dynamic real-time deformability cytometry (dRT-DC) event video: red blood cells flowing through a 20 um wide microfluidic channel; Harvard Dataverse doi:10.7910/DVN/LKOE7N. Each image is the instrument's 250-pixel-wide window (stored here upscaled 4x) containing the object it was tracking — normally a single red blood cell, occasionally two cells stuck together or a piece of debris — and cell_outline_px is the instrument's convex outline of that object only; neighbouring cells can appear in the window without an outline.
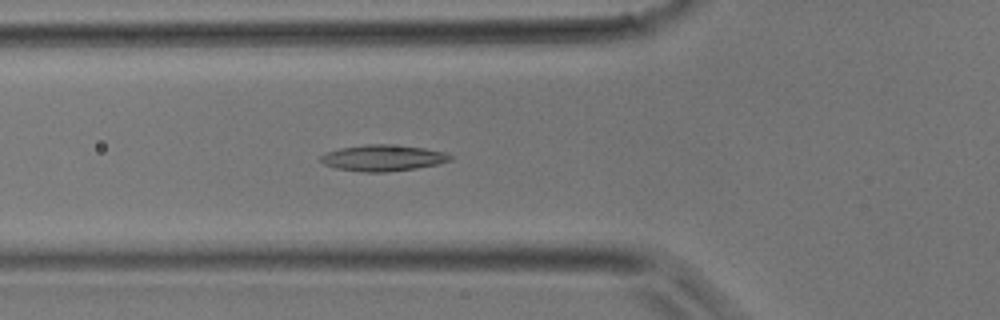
{"species": "common noctule bat (a hibernating species)", "species_latin": "Nyctalus noctula", "temperature_condition": "room temperature", "stored_images_in_passage": 39, "camera_frame_rate_fps": 3000, "um_per_image_px": 0.085, "animal": {"sex": "male", "body_mass_g": 17.9}, "frame": {"image": 1, "passage_image": 13, "time_ms": 4.0, "image_size_px": [1000, 320], "cell_outline_px": [[452, 160], [436, 164], [416, 168], [388, 172], [364, 172], [336, 168], [324, 164], [320, 160], [320, 156], [324, 152], [340, 148], [364, 144], [388, 144], [424, 148], [444, 152], [452, 156]], "centroid_in_image_um": [32.51, 13.42], "position_along_channel_um": 93.3, "area_um2": 19.77}}
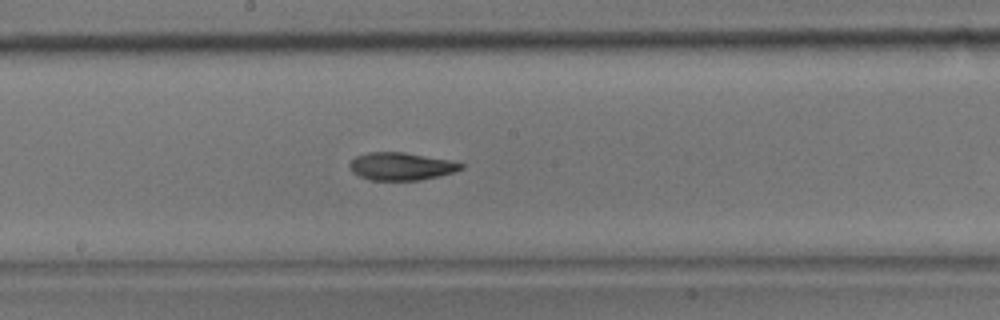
{"frame": {"image": 2, "passage_image": 20, "time_ms": 6.333, "image_size_px": [1000, 320], "cell_outline_px": [[464, 168], [440, 176], [420, 180], [372, 180], [360, 176], [352, 172], [348, 168], [348, 164], [356, 156], [368, 152], [404, 152], [448, 160], [464, 164]], "centroid_in_image_um": [34.07, 14.14], "position_along_channel_um": 214.1, "area_um2": 17.92}}
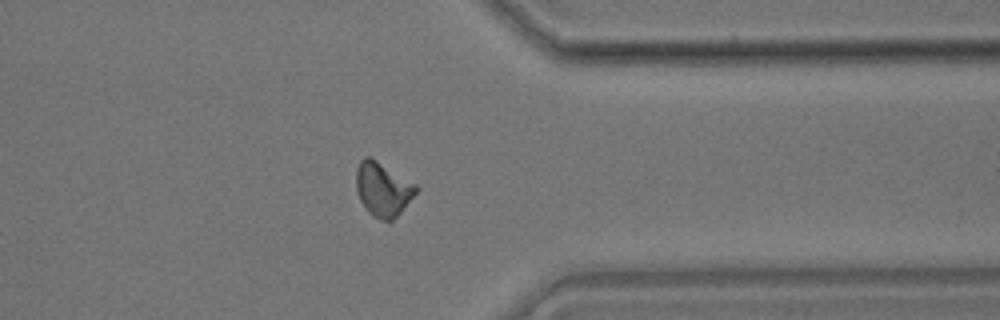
{"frame": {"image": 3, "passage_image": 30, "time_ms": 9.667, "image_size_px": [1000, 320], "cell_outline_px": [[420, 188], [400, 212], [392, 220], [380, 220], [372, 216], [364, 208], [360, 200], [356, 188], [356, 168], [360, 160], [364, 156], [368, 156], [376, 160], [416, 184]], "centroid_in_image_um": [32.52, 16.08], "position_along_channel_um": 378.9, "area_um2": 18.79}}